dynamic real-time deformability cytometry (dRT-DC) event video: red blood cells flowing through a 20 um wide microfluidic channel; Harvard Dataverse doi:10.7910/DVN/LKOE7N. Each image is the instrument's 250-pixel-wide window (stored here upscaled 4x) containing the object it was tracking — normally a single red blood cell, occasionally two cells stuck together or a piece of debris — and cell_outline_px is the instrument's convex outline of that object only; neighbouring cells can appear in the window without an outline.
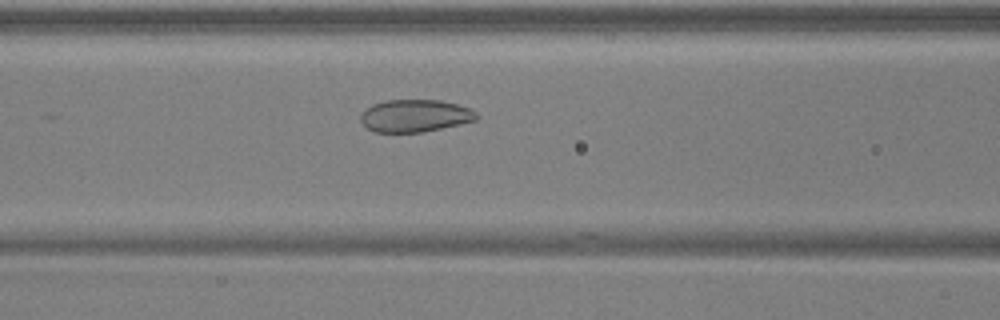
{"species": "common noctule bat (a hibernating species)", "species_latin": "Nyctalus noctula", "temperature_condition": "warm", "stored_images_in_passage": 39, "camera_frame_rate_fps": 3000, "um_per_image_px": 0.085, "animal": {"sex": "male", "body_mass_g": 17.9, "forearm_length_mm": 54.2}, "frame": {"image": 1, "passage_image": 10, "time_ms": 3.0, "image_size_px": [1000, 320], "cell_outline_px": [[480, 116], [476, 120], [460, 124], [420, 132], [372, 132], [360, 120], [360, 116], [372, 104], [388, 100], [440, 100], [456, 104], [468, 108], [476, 112]], "centroid_in_image_um": [35.28, 9.84], "position_along_channel_um": 131.3, "area_um2": 21.68}}
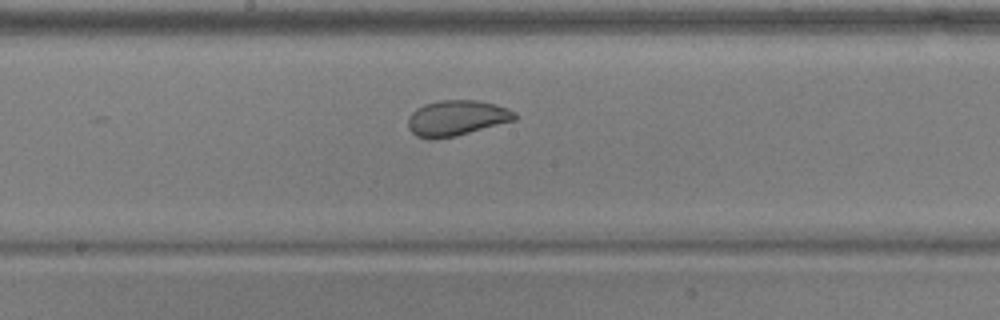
{"frame": {"image": 2, "passage_image": 16, "time_ms": 5.0, "image_size_px": [1000, 320], "cell_outline_px": [[516, 120], [456, 136], [436, 140], [416, 136], [408, 128], [408, 116], [416, 108], [424, 104], [440, 100], [476, 100], [496, 104], [508, 108], [516, 112]], "centroid_in_image_um": [38.81, 10.03], "position_along_channel_um": 209.4, "area_um2": 22.31}}
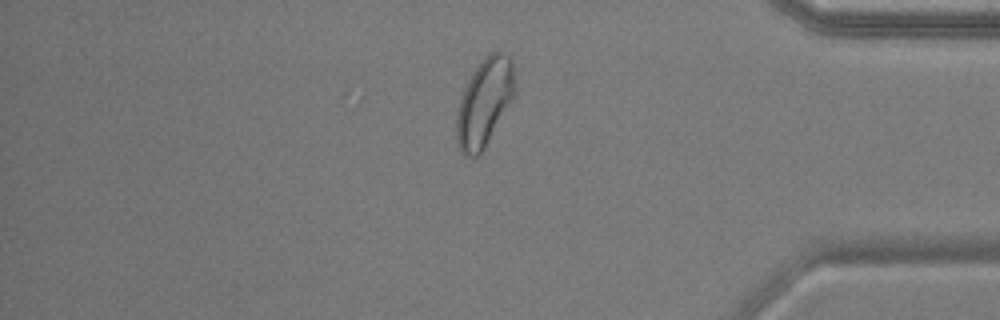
{"frame": {"image": 3, "passage_image": 32, "time_ms": 10.333, "image_size_px": [1000, 320], "cell_outline_px": [[516, 92], [512, 100], [480, 156], [464, 156], [460, 152], [456, 140], [456, 112], [460, 100], [468, 80], [484, 56], [488, 52], [496, 48], [508, 52], [512, 60], [516, 88]], "centroid_in_image_um": [41.2, 8.66], "position_along_channel_um": 394.0, "area_um2": 30.4}}